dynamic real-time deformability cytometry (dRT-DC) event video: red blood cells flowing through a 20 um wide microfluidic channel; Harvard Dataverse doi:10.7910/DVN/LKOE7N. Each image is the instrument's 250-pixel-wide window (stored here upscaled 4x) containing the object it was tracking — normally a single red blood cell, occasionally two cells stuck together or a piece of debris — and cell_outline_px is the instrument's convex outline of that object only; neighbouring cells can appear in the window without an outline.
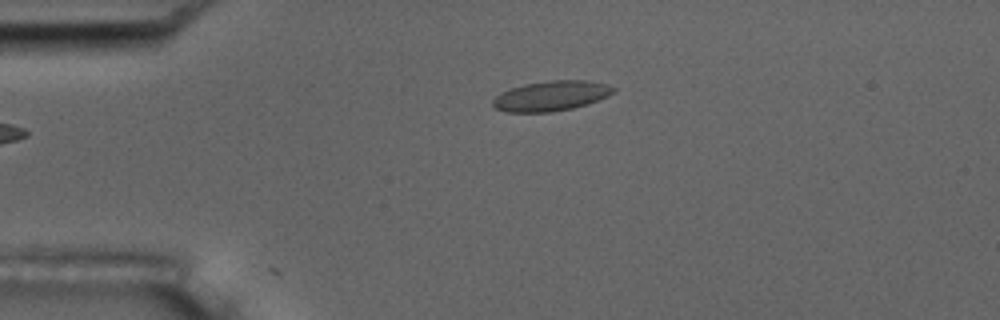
{"species": "common noctule bat (a hibernating species)", "species_latin": "Nyctalus noctula", "temperature_condition": "room temperature", "stored_images_in_passage": 11, "camera_frame_rate_fps": 3000, "um_per_image_px": 0.085, "animal": {"sex": "male", "body_mass_g": 17.5, "forearm_length_mm": 52.3}, "frame": {"image": 1, "passage_image": 1, "time_ms": 0.0, "image_size_px": [1000, 320], "cell_outline_px": [[616, 88], [608, 96], [588, 104], [572, 108], [552, 112], [504, 112], [496, 108], [492, 104], [492, 100], [500, 92], [524, 84], [552, 80], [588, 80], [608, 84]], "centroid_in_image_um": [46.84, 8.15], "position_along_channel_um": 38.2, "area_um2": 21.15}}